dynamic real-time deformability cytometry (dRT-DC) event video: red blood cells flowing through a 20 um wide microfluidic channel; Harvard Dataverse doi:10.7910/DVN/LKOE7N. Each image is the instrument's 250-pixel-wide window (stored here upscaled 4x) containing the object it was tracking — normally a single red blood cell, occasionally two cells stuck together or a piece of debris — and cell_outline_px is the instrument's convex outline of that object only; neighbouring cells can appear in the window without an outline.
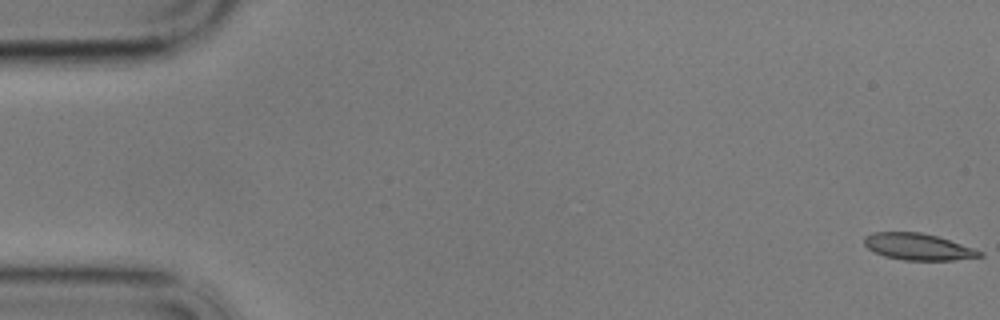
{"species": "common noctule bat (a hibernating species)", "species_latin": "Nyctalus noctula", "temperature_condition": "cold", "stored_images_in_passage": 8, "camera_frame_rate_fps": 3000, "um_per_image_px": 0.085, "animal": {"sex": "male", "body_mass_g": 17.9}, "frame": {"image": 1, "passage_image": 1, "time_ms": 0.0, "image_size_px": [1000, 320], "cell_outline_px": [[984, 256], [952, 260], [904, 260], [884, 256], [868, 248], [864, 244], [864, 236], [872, 232], [920, 232], [936, 236], [984, 252]], "centroid_in_image_um": [78.01, 20.97], "position_along_channel_um": 7.0, "area_um2": 17.69}}